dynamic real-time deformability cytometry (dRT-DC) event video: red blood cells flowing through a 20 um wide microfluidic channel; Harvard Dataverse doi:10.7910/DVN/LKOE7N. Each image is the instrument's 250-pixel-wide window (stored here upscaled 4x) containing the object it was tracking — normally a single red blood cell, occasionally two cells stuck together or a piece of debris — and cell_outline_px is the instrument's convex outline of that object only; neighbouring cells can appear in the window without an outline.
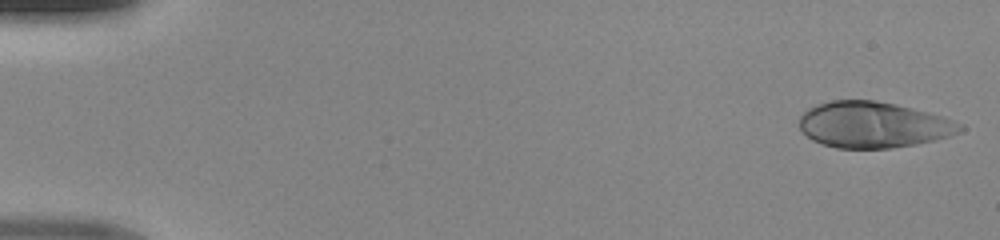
{"species": "human", "species_latin": "Homo sapiens", "temperature_condition": "room temperature", "stored_images_in_passage": 47, "camera_frame_rate_fps": 3000, "um_per_image_px": 0.085, "donor": {"sex": "male"}, "frame": {"image": 1, "passage_image": 1, "time_ms": 0.0, "image_size_px": [1000, 240], "cell_outline_px": [[964, 128], [948, 136], [932, 140], [892, 148], [836, 148], [812, 140], [800, 128], [800, 116], [808, 108], [816, 104], [832, 100], [876, 100], [896, 104], [944, 116], [964, 124]], "centroid_in_image_um": [74.22, 10.59], "position_along_channel_um": 10.8, "area_um2": 42.89}}
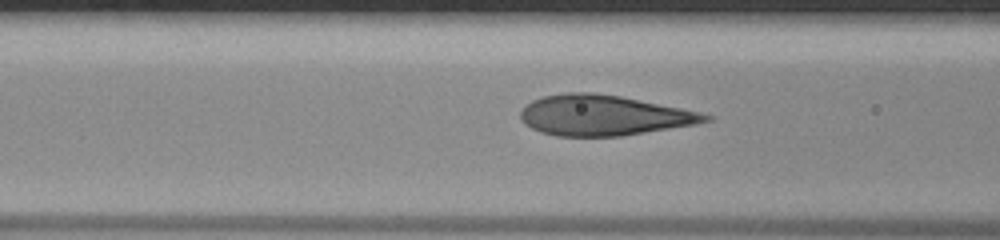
{"frame": {"image": 2, "passage_image": 19, "time_ms": 6.0, "image_size_px": [1000, 240], "cell_outline_px": [[716, 116], [712, 120], [696, 124], [620, 136], [556, 136], [540, 132], [524, 124], [520, 120], [520, 108], [524, 104], [532, 100], [544, 96], [564, 92], [596, 92], [620, 96], [700, 112]], "centroid_in_image_um": [51.26, 9.8], "position_along_channel_um": 115.3, "area_um2": 43.7}}
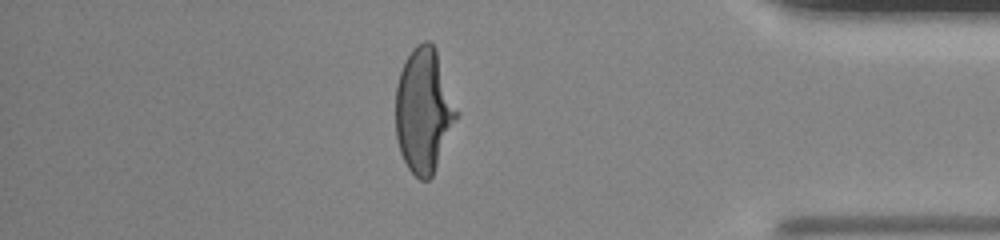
{"frame": {"image": 3, "passage_image": 41, "time_ms": 13.333, "image_size_px": [1000, 240], "cell_outline_px": [[460, 112], [432, 176], [428, 180], [420, 180], [408, 168], [400, 152], [396, 136], [396, 84], [400, 72], [412, 48], [416, 44], [424, 40], [428, 40], [436, 48]], "centroid_in_image_um": [36.04, 9.36], "position_along_channel_um": 399.2, "area_um2": 44.39}}